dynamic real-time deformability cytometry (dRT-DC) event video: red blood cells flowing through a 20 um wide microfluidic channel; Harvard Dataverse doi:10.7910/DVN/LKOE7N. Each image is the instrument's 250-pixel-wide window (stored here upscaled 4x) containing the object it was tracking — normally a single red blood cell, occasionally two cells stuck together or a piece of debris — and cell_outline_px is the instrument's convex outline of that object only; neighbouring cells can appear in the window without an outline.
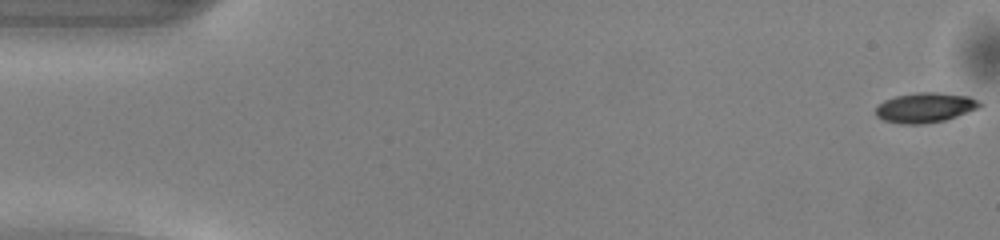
{"species": "common noctule bat (a hibernating species)", "species_latin": "Nyctalus noctula", "temperature_condition": "warm", "stored_images_in_passage": 50, "camera_frame_rate_fps": 3000, "um_per_image_px": 0.085, "animal": {"sex": "male", "body_mass_g": 13.0, "forearm_length_mm": 53.1}, "frame": {"image": 1, "passage_image": 1, "time_ms": 0.0, "image_size_px": [1000, 240], "cell_outline_px": [[984, 104], [976, 108], [956, 116], [944, 120], [920, 124], [900, 124], [884, 120], [876, 116], [876, 104], [884, 100], [896, 96], [916, 92], [940, 92], [968, 96]], "centroid_in_image_um": [78.58, 9.13], "position_along_channel_um": 6.4, "area_um2": 18.03}}
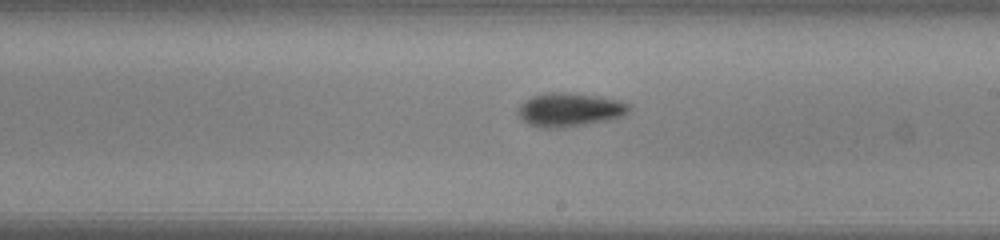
{"frame": {"image": 2, "passage_image": 29, "time_ms": 9.333, "image_size_px": [1000, 240], "cell_outline_px": [[632, 108], [628, 112], [620, 116], [608, 120], [564, 128], [540, 128], [528, 124], [520, 116], [520, 104], [524, 100], [532, 96], [544, 92], [564, 92], [600, 96], [620, 100], [632, 104]], "centroid_in_image_um": [48.45, 9.32], "position_along_channel_um": 240.5, "area_um2": 21.96}}
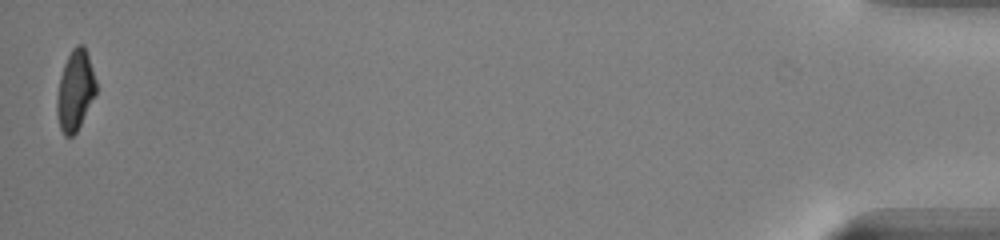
{"frame": {"image": 3, "passage_image": 50, "time_ms": 16.333, "image_size_px": [1000, 240], "cell_outline_px": [[96, 96], [76, 132], [72, 136], [64, 136], [60, 128], [56, 112], [56, 96], [60, 76], [64, 64], [72, 48], [76, 44], [84, 44], [96, 80]], "centroid_in_image_um": [6.39, 7.69], "position_along_channel_um": 428.8, "area_um2": 18.5}, "authors_computed_cell_mechanics": {"area_um2": 19.3341, "velocity_mm_per_s": 4.1223, "shape_relaxation_time_tau1_ms": 2.3028, "shape_relaxation_time_tau2_ms": 6.2367, "deformation_change_tau1": 0.1456, "deformation_change_tau2": 0.1602}}